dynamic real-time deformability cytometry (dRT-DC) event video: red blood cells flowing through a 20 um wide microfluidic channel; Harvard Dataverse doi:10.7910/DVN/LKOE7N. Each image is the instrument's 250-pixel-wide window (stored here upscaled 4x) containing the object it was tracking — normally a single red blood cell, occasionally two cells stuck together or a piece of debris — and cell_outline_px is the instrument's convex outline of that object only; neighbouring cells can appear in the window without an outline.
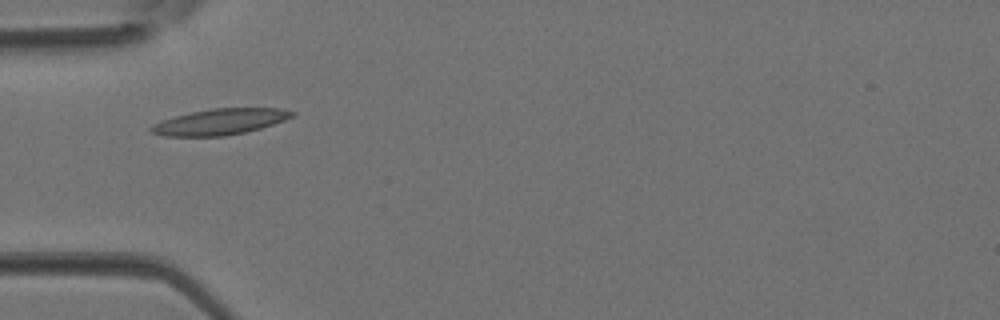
{"species": "Egyptian fruit bat (a non-hibernating species)", "species_latin": "Rousettus aegyptiacus", "temperature_condition": "room temperature", "stored_images_in_passage": 2, "camera_frame_rate_fps": 3000, "um_per_image_px": 0.085, "animal": {"sex": "female"}, "frame": {"image": 1, "passage_image": 1, "time_ms": 0.0, "image_size_px": [1000, 320], "cell_outline_px": [[296, 116], [260, 128], [244, 132], [224, 136], [164, 136], [152, 132], [148, 128], [152, 124], [176, 116], [192, 112], [212, 108], [280, 108], [296, 112]], "centroid_in_image_um": [18.72, 10.34], "position_along_channel_um": 66.3, "area_um2": 21.15}}
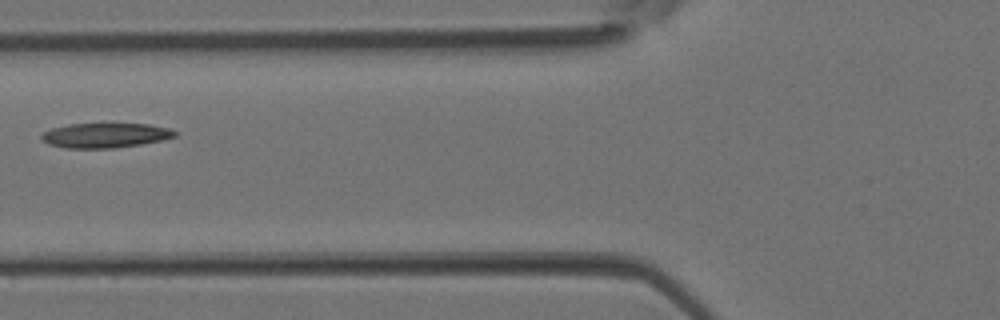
{"frame": {"image": 2, "passage_image": 2, "time_ms": 0.333, "image_size_px": [1000, 320], "cell_outline_px": [[176, 136], [164, 140], [116, 148], [64, 148], [48, 144], [40, 136], [44, 132], [52, 128], [68, 124], [148, 124], [168, 128], [176, 132]], "centroid_in_image_um": [8.94, 11.51], "position_along_channel_um": 116.9, "area_um2": 19.13}}